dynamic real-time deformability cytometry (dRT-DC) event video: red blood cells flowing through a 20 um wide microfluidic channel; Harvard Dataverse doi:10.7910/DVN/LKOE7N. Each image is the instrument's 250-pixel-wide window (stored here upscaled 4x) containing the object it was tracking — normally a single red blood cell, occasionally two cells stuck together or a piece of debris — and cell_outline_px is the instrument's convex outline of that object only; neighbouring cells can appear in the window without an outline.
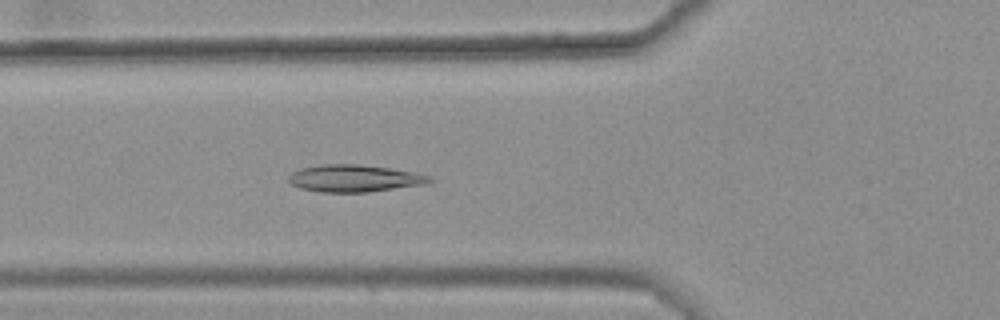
{"species": "common noctule bat (a hibernating species)", "species_latin": "Nyctalus noctula", "temperature_condition": "warm", "stored_images_in_passage": 46, "camera_frame_rate_fps": 3000, "um_per_image_px": 0.085, "animal": {"sex": "female", "body_mass_g": 25.1}, "frame": {"image": 1, "passage_image": 19, "time_ms": 6.0, "image_size_px": [1000, 320], "cell_outline_px": [[432, 180], [428, 184], [368, 192], [320, 192], [300, 188], [292, 184], [288, 180], [288, 176], [292, 172], [300, 168], [320, 164], [360, 164], [388, 168], [412, 172], [428, 176]], "centroid_in_image_um": [30.08, 15.16], "position_along_channel_um": 95.7, "area_um2": 22.25}}
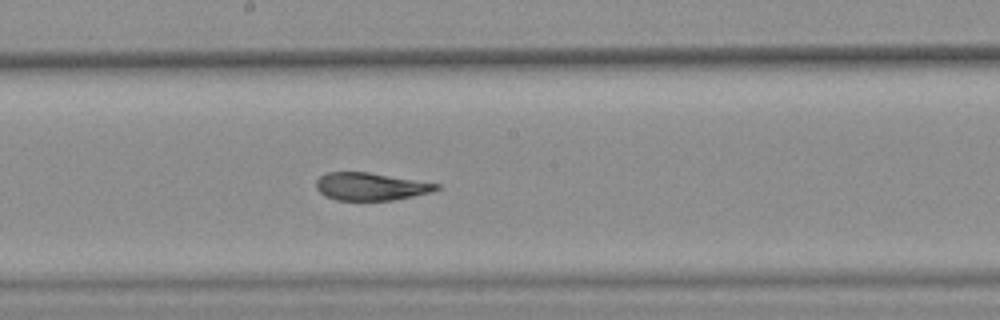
{"frame": {"image": 2, "passage_image": 29, "time_ms": 9.333, "image_size_px": [1000, 320], "cell_outline_px": [[440, 188], [432, 192], [392, 200], [336, 200], [320, 192], [316, 188], [316, 180], [320, 176], [328, 172], [368, 172], [440, 184]], "centroid_in_image_um": [31.51, 15.85], "position_along_channel_um": 216.7, "area_um2": 19.19}}
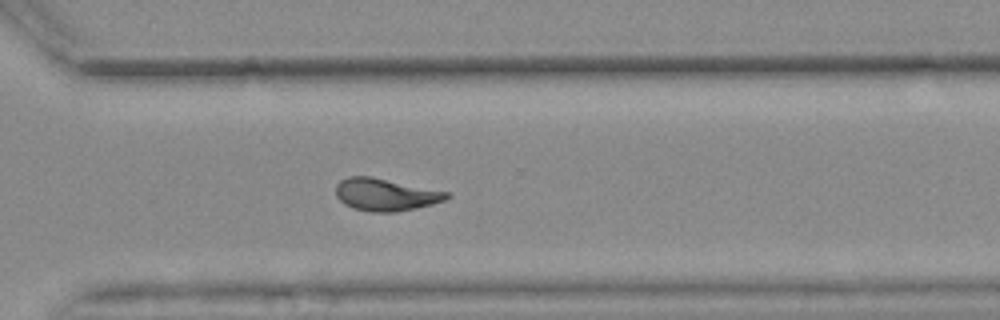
{"frame": {"image": 3, "passage_image": 39, "time_ms": 12.667, "image_size_px": [1000, 320], "cell_outline_px": [[452, 196], [444, 200], [432, 204], [416, 208], [396, 212], [368, 212], [352, 208], [344, 204], [336, 196], [336, 184], [340, 180], [348, 176], [372, 176], [448, 192]], "centroid_in_image_um": [32.74, 16.54], "position_along_channel_um": 337.9, "area_um2": 21.04}, "authors_computed_cell_mechanics": {"area_um2": 21.1548, "velocity_mm_per_s": 3.6254, "shape_relaxation_time_tau1_ms": null, "shape_relaxation_time_tau2_ms": 1.8039, "deformation_change_tau1": null, "deformation_change_tau2": 0.0802}}